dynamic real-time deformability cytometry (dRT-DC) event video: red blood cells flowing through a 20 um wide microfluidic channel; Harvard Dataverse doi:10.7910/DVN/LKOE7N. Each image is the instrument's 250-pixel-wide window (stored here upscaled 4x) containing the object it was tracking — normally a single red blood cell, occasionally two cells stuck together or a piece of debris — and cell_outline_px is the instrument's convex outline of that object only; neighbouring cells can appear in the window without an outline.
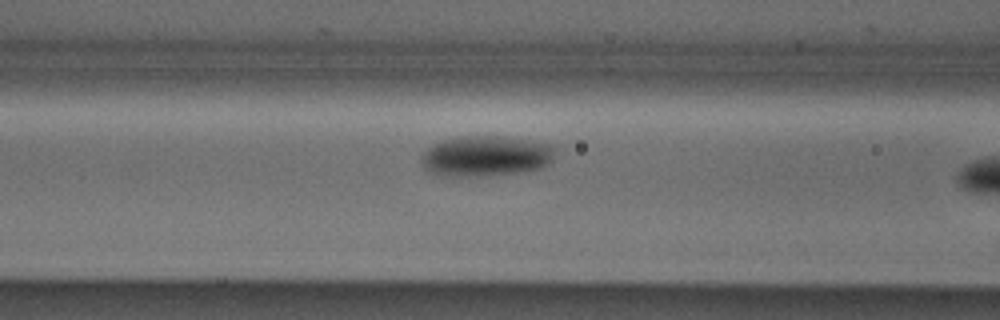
{"species": "Egyptian fruit bat (a non-hibernating species)", "species_latin": "Rousettus aegyptiacus", "temperature_condition": "cold", "stored_images_in_passage": 8, "camera_frame_rate_fps": 3000, "um_per_image_px": 0.085, "animal": {"sex": "male"}, "frame": {"image": 1, "passage_image": 7, "time_ms": 2.0, "image_size_px": [1000, 320], "cell_outline_px": [[556, 148], [552, 160], [544, 168], [528, 172], [488, 176], [448, 176], [432, 172], [424, 168], [420, 160], [420, 156], [432, 144], [456, 136], [504, 136], [552, 144]], "centroid_in_image_um": [41.34, 13.27], "position_along_channel_um": 125.3, "area_um2": 32.19}}